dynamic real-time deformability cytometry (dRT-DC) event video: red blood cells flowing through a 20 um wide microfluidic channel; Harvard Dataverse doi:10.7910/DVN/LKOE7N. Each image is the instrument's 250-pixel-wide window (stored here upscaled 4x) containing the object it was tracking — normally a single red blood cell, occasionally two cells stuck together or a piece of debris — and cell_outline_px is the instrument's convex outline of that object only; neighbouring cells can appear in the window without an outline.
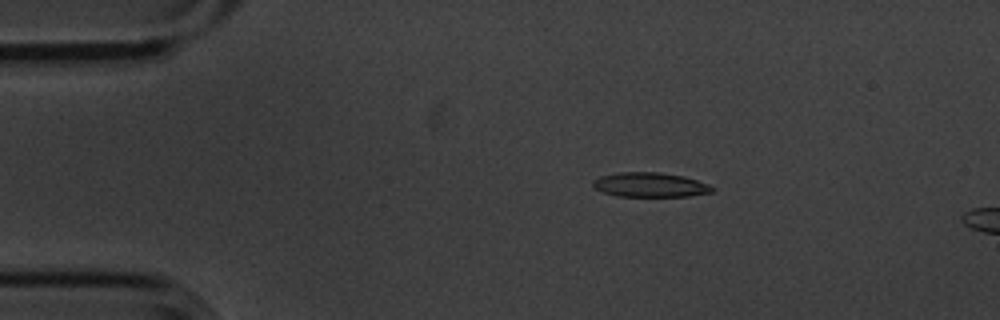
{"species": "common noctule bat (a hibernating species)", "species_latin": "Nyctalus noctula", "temperature_condition": "cold", "stored_images_in_passage": 4, "camera_frame_rate_fps": 3000, "um_per_image_px": 0.085, "animal": {"sex": "male", "body_mass_g": 20.1, "forearm_length_mm": 53.5}, "frame": {"image": 1, "passage_image": 2, "time_ms": 0.333, "image_size_px": [1000, 320], "cell_outline_px": [[712, 192], [688, 196], [616, 196], [604, 192], [596, 188], [592, 184], [592, 180], [600, 176], [620, 172], [660, 172], [684, 176], [708, 184], [712, 188]], "centroid_in_image_um": [55.23, 15.7], "position_along_channel_um": 29.8, "area_um2": 16.88}}